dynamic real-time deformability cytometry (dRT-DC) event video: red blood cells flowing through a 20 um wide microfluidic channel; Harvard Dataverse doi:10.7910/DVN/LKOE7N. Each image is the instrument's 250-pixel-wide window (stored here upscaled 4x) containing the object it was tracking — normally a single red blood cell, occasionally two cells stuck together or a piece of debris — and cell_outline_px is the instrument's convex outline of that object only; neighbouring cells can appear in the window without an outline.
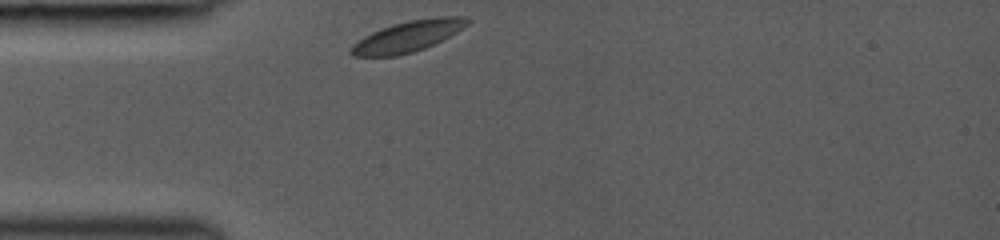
{"species": "common noctule bat (a hibernating species)", "species_latin": "Nyctalus noctula", "temperature_condition": "room temperature", "stored_images_in_passage": 34, "camera_frame_rate_fps": 3000, "um_per_image_px": 0.085, "animal": {"sex": "female", "body_mass_g": 19.0, "forearm_length_mm": 53.3}, "frame": {"image": 1, "passage_image": 1, "time_ms": 0.0, "image_size_px": [1000, 240], "cell_outline_px": [[472, 20], [468, 24], [456, 32], [424, 48], [412, 52], [396, 56], [352, 56], [348, 52], [352, 44], [364, 36], [380, 28], [392, 24], [408, 20], [436, 16], [468, 16]], "centroid_in_image_um": [34.65, 3.07], "position_along_channel_um": 50.3, "area_um2": 21.04}}
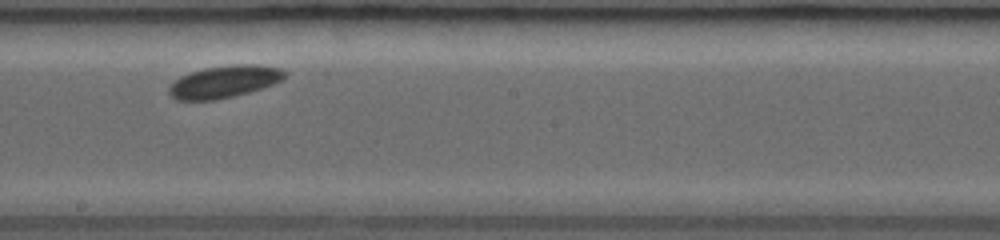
{"frame": {"image": 2, "passage_image": 18, "time_ms": 4.667, "image_size_px": [1000, 240], "cell_outline_px": [[288, 76], [284, 80], [236, 96], [216, 100], [176, 100], [168, 92], [168, 88], [180, 76], [204, 68], [232, 64], [256, 64], [280, 68], [288, 72]], "centroid_in_image_um": [19.11, 6.94], "position_along_channel_um": 229.1, "area_um2": 21.85}}
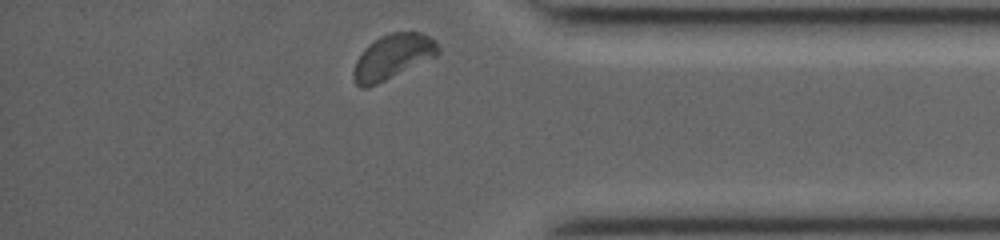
{"frame": {"image": 3, "passage_image": 34, "time_ms": 9.0, "image_size_px": [1000, 240], "cell_outline_px": [[440, 52], [436, 56], [368, 88], [360, 88], [356, 84], [352, 76], [352, 72], [356, 60], [364, 48], [368, 44], [380, 36], [392, 32], [420, 32], [436, 40], [440, 48]], "centroid_in_image_um": [33.36, 4.82], "position_along_channel_um": 401.8, "area_um2": 22.14}}